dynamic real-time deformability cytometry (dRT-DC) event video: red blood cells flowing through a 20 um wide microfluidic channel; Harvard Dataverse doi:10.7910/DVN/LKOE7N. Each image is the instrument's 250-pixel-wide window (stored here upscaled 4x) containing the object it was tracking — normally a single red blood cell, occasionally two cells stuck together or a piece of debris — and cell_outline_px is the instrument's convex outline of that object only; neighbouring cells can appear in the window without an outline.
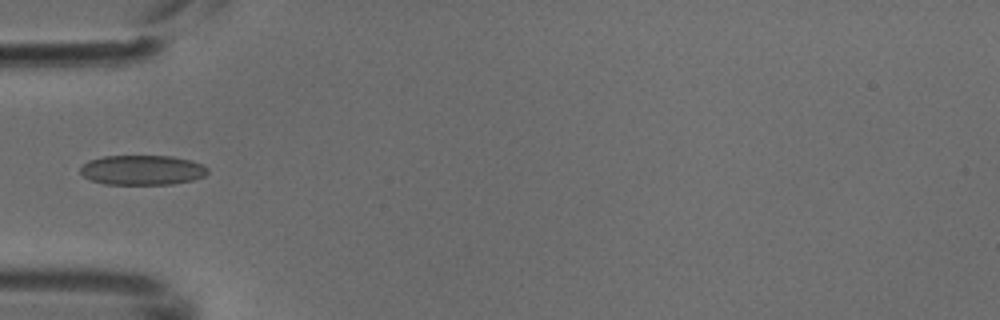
{"species": "common noctule bat (a hibernating species)", "species_latin": "Nyctalus noctula", "temperature_condition": "cold", "stored_images_in_passage": 5, "camera_frame_rate_fps": 3000, "um_per_image_px": 0.085, "animal": {"sex": "male", "body_mass_g": 18.8}, "frame": {"image": 1, "passage_image": 5, "time_ms": 1.333, "image_size_px": [1000, 320], "cell_outline_px": [[208, 172], [204, 176], [192, 180], [172, 184], [104, 184], [92, 180], [84, 176], [80, 172], [80, 168], [88, 160], [104, 156], [172, 156], [192, 160], [204, 164], [208, 168]], "centroid_in_image_um": [12.12, 14.45], "position_along_channel_um": 72.9, "area_um2": 22.2}}